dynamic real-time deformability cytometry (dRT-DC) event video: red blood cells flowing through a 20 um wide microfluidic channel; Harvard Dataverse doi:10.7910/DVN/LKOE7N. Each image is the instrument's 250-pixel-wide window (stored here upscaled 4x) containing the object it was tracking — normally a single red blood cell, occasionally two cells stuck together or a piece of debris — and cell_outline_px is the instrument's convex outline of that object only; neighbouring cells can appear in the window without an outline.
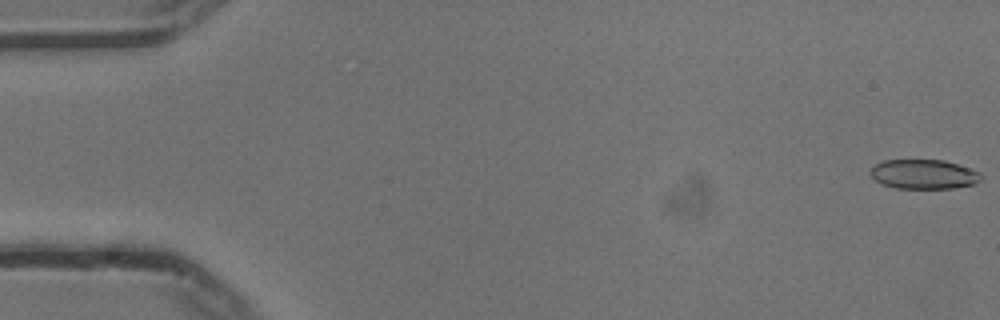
{"species": "common noctule bat (a hibernating species)", "species_latin": "Nyctalus noctula", "temperature_condition": "cold", "stored_images_in_passage": 55, "camera_frame_rate_fps": 3000, "um_per_image_px": 0.085, "animal": {"sex": "male", "body_mass_g": 13.3}, "frame": {"image": 1, "passage_image": 1, "time_ms": 0.0, "image_size_px": [1000, 320], "cell_outline_px": [[980, 180], [972, 184], [952, 188], [896, 188], [880, 184], [868, 172], [876, 164], [884, 160], [944, 160], [980, 172]], "centroid_in_image_um": [78.47, 14.81], "position_along_channel_um": 6.5, "area_um2": 18.79}}
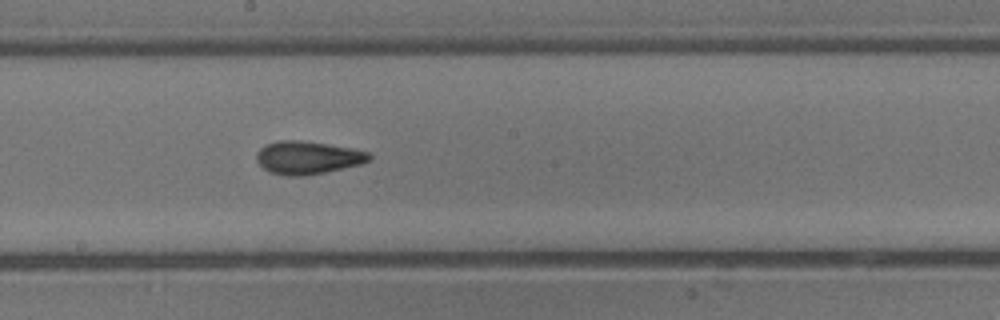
{"frame": {"image": 2, "passage_image": 30, "time_ms": 9.667, "image_size_px": [1000, 320], "cell_outline_px": [[372, 156], [368, 160], [360, 164], [324, 172], [304, 176], [288, 176], [268, 172], [256, 160], [256, 152], [264, 144], [276, 140], [300, 140], [352, 148], [368, 152]], "centroid_in_image_um": [26.09, 13.39], "position_along_channel_um": 222.1, "area_um2": 21.62}}
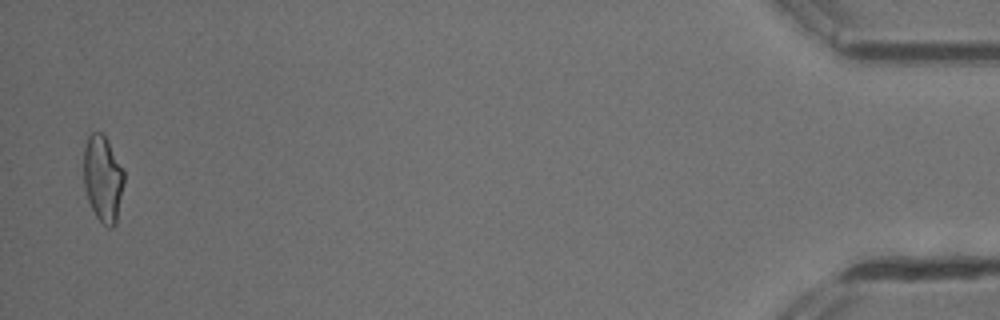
{"frame": {"image": 3, "passage_image": 54, "time_ms": 17.667, "image_size_px": [1000, 320], "cell_outline_px": [[124, 184], [116, 224], [112, 228], [108, 228], [96, 216], [88, 200], [84, 184], [84, 144], [88, 136], [92, 132], [100, 132], [108, 140], [124, 172]], "centroid_in_image_um": [8.75, 15.18], "position_along_channel_um": 426.5, "area_um2": 20.29}, "authors_computed_cell_mechanics": {"area_um2": 20.6346, "velocity_mm_per_s": 3.7499, "shape_relaxation_time_tau1_ms": 6.688, "shape_relaxation_time_tau2_ms": 2.8322, "deformation_change_tau1": 0.152, "deformation_change_tau2": 0.0861}}